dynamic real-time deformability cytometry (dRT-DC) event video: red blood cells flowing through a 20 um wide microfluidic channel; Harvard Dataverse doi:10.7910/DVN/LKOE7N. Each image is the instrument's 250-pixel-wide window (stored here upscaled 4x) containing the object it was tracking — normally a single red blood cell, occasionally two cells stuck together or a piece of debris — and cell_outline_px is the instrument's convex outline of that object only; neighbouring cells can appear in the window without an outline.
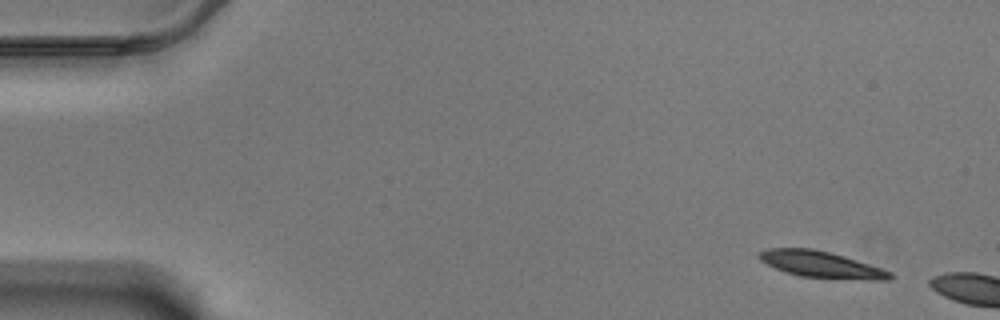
{"species": "Egyptian fruit bat (a non-hibernating species)", "species_latin": "Rousettus aegyptiacus", "temperature_condition": "warm", "stored_images_in_passage": 5, "camera_frame_rate_fps": 3000, "um_per_image_px": 0.085, "animal": {"sex": "male"}, "frame": {"image": 1, "passage_image": 1, "time_ms": 0.0, "image_size_px": [1000, 320], "cell_outline_px": [[896, 276], [888, 280], [868, 280], [800, 276], [784, 272], [760, 260], [756, 256], [760, 252], [768, 248], [812, 248], [844, 256], [892, 272]], "centroid_in_image_um": [69.8, 22.48], "position_along_channel_um": 15.2, "area_um2": 20.0}}